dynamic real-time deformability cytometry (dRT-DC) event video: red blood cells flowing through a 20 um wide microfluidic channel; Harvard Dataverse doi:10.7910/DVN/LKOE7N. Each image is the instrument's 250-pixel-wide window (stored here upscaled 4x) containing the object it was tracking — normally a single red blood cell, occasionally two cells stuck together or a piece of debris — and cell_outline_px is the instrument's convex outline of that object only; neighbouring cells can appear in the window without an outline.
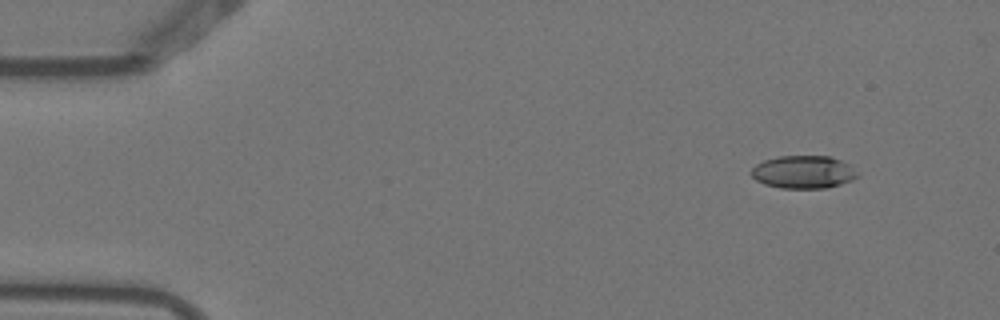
{"species": "Egyptian fruit bat (a non-hibernating species)", "species_latin": "Rousettus aegyptiacus", "temperature_condition": "warm", "stored_images_in_passage": 3, "camera_frame_rate_fps": 3000, "um_per_image_px": 0.085, "animal": {"sex": "female"}, "frame": {"image": 1, "passage_image": 2, "time_ms": 0.333, "image_size_px": [1000, 320], "cell_outline_px": [[860, 176], [852, 180], [828, 188], [780, 188], [764, 184], [756, 180], [748, 172], [756, 164], [764, 160], [776, 156], [832, 156], [848, 164], [860, 172]], "centroid_in_image_um": [68.3, 14.62], "position_along_channel_um": 16.7, "area_um2": 20.63}}
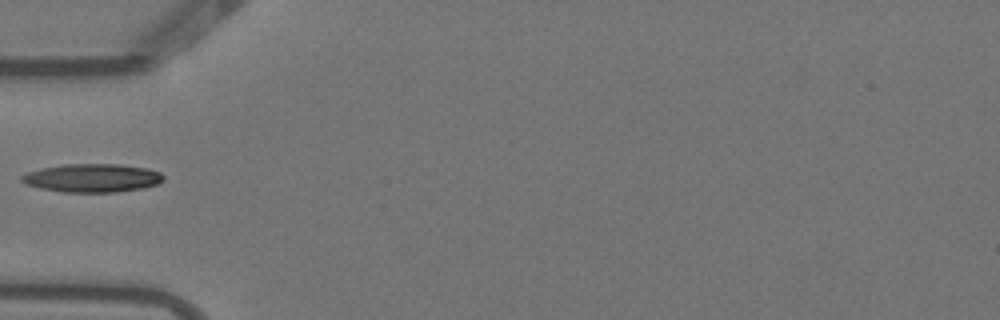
{"frame": {"image": 2, "passage_image": 3, "time_ms": 0.667, "image_size_px": [1000, 320], "cell_outline_px": [[164, 180], [156, 184], [140, 188], [116, 192], [64, 192], [40, 188], [28, 184], [20, 180], [20, 176], [28, 172], [40, 168], [64, 164], [120, 164], [148, 168], [160, 172], [164, 176]], "centroid_in_image_um": [7.84, 15.12], "position_along_channel_um": 77.2, "area_um2": 23.41}}